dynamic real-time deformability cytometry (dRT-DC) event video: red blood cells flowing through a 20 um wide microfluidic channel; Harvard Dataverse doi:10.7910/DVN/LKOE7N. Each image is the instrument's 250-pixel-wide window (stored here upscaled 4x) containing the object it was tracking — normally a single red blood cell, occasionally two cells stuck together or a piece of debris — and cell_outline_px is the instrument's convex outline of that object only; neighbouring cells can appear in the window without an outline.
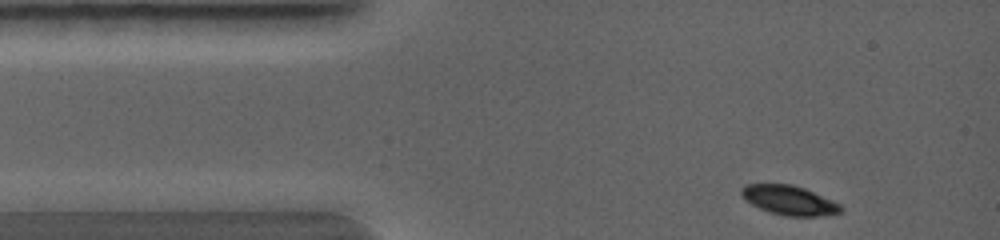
{"species": "common noctule bat (a hibernating species)", "species_latin": "Nyctalus noctula", "temperature_condition": "warm", "stored_images_in_passage": 6, "camera_frame_rate_fps": 5000, "um_per_image_px": 0.085, "animal": {"sex": "female", "body_mass_g": 19.0, "forearm_length_mm": 56.7}, "frame": {"image": 1, "passage_image": 1, "time_ms": 0.0, "image_size_px": [1000, 240], "cell_outline_px": [[844, 212], [824, 216], [784, 216], [760, 208], [752, 204], [740, 192], [740, 188], [744, 184], [792, 184], [804, 188], [832, 200], [840, 204], [844, 208]], "centroid_in_image_um": [67.13, 17.02], "position_along_channel_um": 17.9, "area_um2": 16.99}}
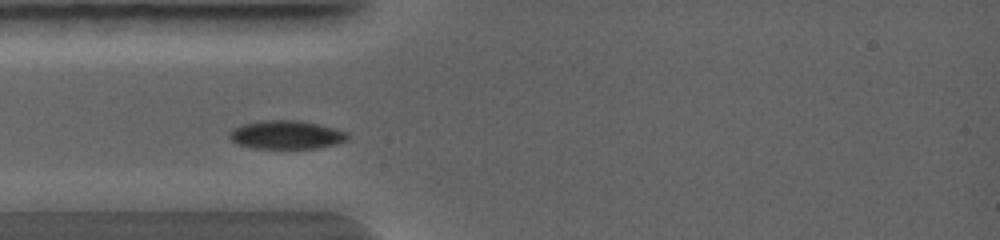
{"frame": {"image": 2, "passage_image": 6, "time_ms": 1.4, "image_size_px": [1000, 240], "cell_outline_px": [[348, 140], [336, 144], [316, 148], [252, 148], [236, 144], [228, 136], [228, 132], [232, 128], [240, 124], [260, 120], [300, 120], [336, 128], [348, 132]], "centroid_in_image_um": [24.3, 11.44], "position_along_channel_um": 60.7, "area_um2": 19.94}}